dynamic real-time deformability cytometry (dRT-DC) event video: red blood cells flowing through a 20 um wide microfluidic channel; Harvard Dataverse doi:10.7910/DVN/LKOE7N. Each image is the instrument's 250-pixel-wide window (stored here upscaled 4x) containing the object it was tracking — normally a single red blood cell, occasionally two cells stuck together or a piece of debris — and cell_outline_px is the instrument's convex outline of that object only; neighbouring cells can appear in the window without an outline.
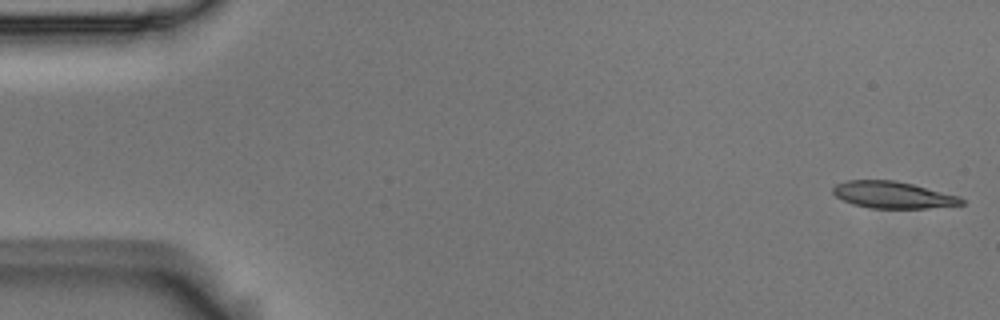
{"species": "Egyptian fruit bat (a non-hibernating species)", "species_latin": "Rousettus aegyptiacus", "temperature_condition": "room temperature", "stored_images_in_passage": 4, "camera_frame_rate_fps": 3000, "um_per_image_px": 0.085, "animal": {"sex": "male"}, "frame": {"image": 1, "passage_image": 1, "time_ms": 0.0, "image_size_px": [1000, 320], "cell_outline_px": [[964, 204], [928, 208], [872, 208], [852, 204], [836, 196], [832, 192], [832, 188], [836, 184], [848, 180], [896, 180], [960, 196], [964, 200]], "centroid_in_image_um": [75.9, 16.56], "position_along_channel_um": 9.1, "area_um2": 20.0}}